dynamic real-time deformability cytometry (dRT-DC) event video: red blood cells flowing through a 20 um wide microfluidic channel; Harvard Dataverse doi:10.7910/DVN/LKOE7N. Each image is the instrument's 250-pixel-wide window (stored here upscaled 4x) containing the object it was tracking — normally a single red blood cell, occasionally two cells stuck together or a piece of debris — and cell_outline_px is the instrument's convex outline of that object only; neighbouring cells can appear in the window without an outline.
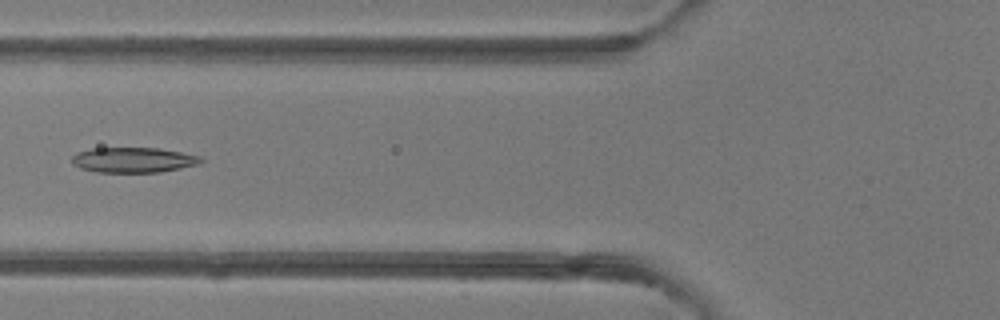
{"species": "common noctule bat (a hibernating species)", "species_latin": "Nyctalus noctula", "temperature_condition": "room temperature", "stored_images_in_passage": 47, "camera_frame_rate_fps": 3000, "um_per_image_px": 0.085, "animal": {"sex": "female"}, "frame": {"image": 1, "passage_image": 18, "time_ms": 5.667, "image_size_px": [1000, 320], "cell_outline_px": [[204, 160], [200, 164], [160, 172], [96, 172], [80, 168], [72, 164], [72, 156], [76, 152], [92, 148], [160, 148], [200, 156]], "centroid_in_image_um": [11.32, 13.59], "position_along_channel_um": 114.5, "area_um2": 19.02}}
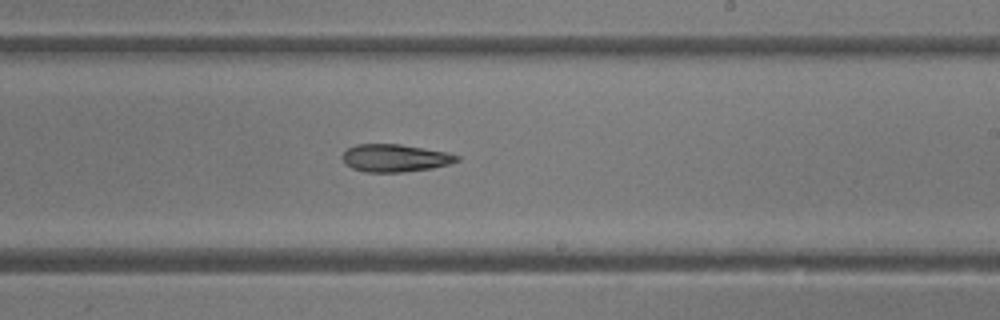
{"frame": {"image": 2, "passage_image": 28, "time_ms": 9.0, "image_size_px": [1000, 320], "cell_outline_px": [[460, 160], [448, 164], [432, 168], [404, 172], [364, 172], [352, 168], [344, 164], [344, 152], [348, 148], [356, 144], [400, 144], [448, 152], [460, 156]], "centroid_in_image_um": [33.59, 13.43], "position_along_channel_um": 255.4, "area_um2": 18.44}}
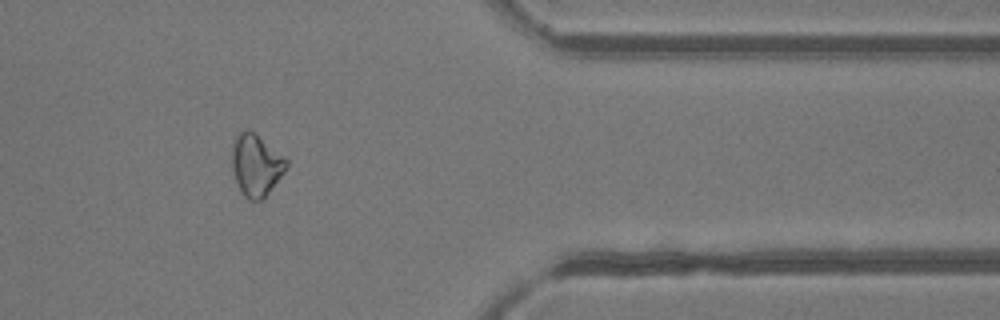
{"frame": {"image": 3, "passage_image": 39, "time_ms": 12.667, "image_size_px": [1000, 320], "cell_outline_px": [[288, 164], [284, 172], [264, 200], [248, 200], [244, 196], [236, 180], [232, 168], [232, 144], [236, 136], [244, 128], [248, 128], [256, 132], [284, 156], [288, 160]], "centroid_in_image_um": [21.78, 14.0], "position_along_channel_um": 389.6, "area_um2": 19.88}, "authors_computed_cell_mechanics": {"area_um2": 19.8832, "velocity_mm_per_s": 4.2237, "shape_relaxation_time_tau1_ms": 2.2092, "shape_relaxation_time_tau2_ms": 9.7745, "deformation_change_tau1": 0.0855, "deformation_change_tau2": 0.2395}}